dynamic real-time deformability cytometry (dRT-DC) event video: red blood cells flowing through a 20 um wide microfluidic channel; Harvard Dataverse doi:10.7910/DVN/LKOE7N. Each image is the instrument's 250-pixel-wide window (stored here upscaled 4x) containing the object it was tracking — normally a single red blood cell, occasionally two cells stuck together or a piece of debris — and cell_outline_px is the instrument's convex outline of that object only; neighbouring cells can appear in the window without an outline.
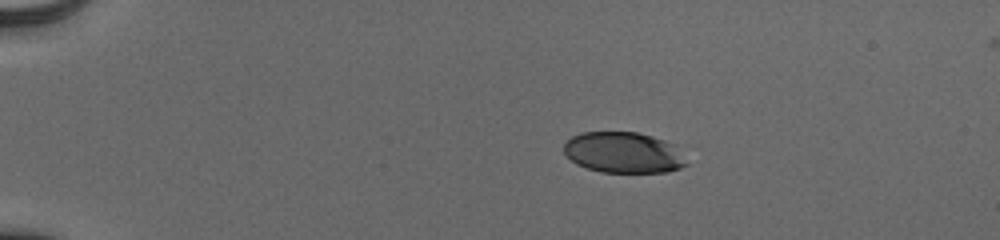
{"species": "human", "species_latin": "Homo sapiens", "temperature_condition": "cold", "stored_images_in_passage": 44, "camera_frame_rate_fps": 3000, "um_per_image_px": 0.085, "donor": {"sex": "male"}, "frame": {"image": 1, "passage_image": 1, "time_ms": 0.0, "image_size_px": [1000, 240], "cell_outline_px": [[688, 164], [680, 168], [668, 172], [600, 172], [576, 164], [564, 152], [564, 144], [572, 136], [580, 132], [636, 132], [652, 136], [664, 140], [672, 144]], "centroid_in_image_um": [52.96, 12.97], "position_along_channel_um": 32.0, "area_um2": 28.96}}
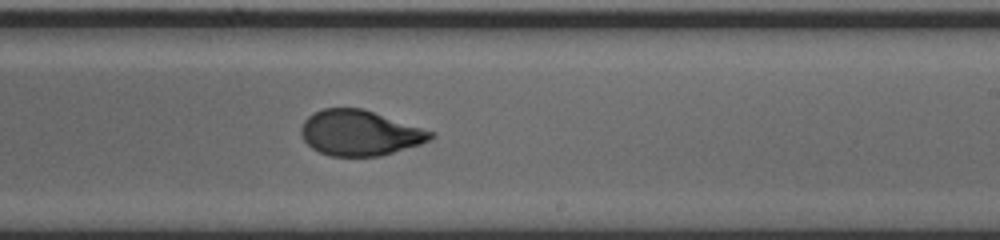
{"frame": {"image": 2, "passage_image": 25, "time_ms": 8.0, "image_size_px": [1000, 240], "cell_outline_px": [[436, 136], [420, 144], [380, 156], [328, 156], [312, 148], [304, 140], [300, 132], [300, 128], [304, 120], [312, 112], [324, 108], [364, 108], [436, 132]], "centroid_in_image_um": [30.58, 11.28], "position_along_channel_um": 258.4, "area_um2": 34.51}}
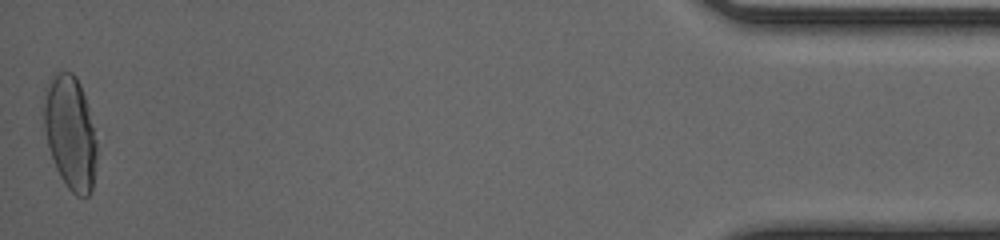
{"frame": {"image": 3, "passage_image": 44, "time_ms": 14.333, "image_size_px": [1000, 240], "cell_outline_px": [[96, 160], [92, 188], [88, 196], [76, 196], [64, 184], [56, 168], [48, 144], [44, 128], [44, 88], [52, 72], [72, 72], [76, 76], [80, 84], [88, 108], [96, 140]], "centroid_in_image_um": [5.95, 11.24], "position_along_channel_um": 429.2, "area_um2": 34.97}, "authors_computed_cell_mechanics": {"area_um2": 34.0731, "velocity_mm_per_s": 3.9211, "shape_relaxation_time_tau1_ms": 3.5738, "shape_relaxation_time_tau2_ms": 0.7703, "deformation_change_tau1": 0.1714, "deformation_change_tau2": 0.055}}